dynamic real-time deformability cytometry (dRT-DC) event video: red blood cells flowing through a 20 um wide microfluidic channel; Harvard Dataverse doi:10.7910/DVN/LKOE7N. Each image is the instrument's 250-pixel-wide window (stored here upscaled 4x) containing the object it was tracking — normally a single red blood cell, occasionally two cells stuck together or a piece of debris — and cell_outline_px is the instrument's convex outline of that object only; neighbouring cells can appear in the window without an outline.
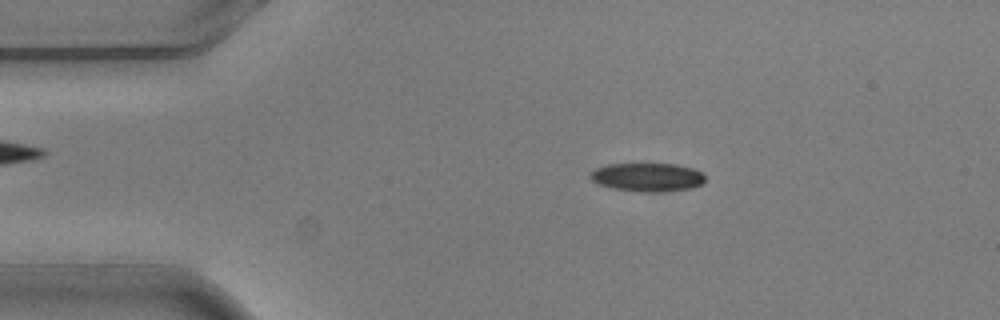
{"species": "common noctule bat (a hibernating species)", "species_latin": "Nyctalus noctula", "temperature_condition": "warm", "stored_images_in_passage": 3, "camera_frame_rate_fps": 3000, "um_per_image_px": 0.085, "animal": {"sex": "male", "body_mass_g": 20.5, "forearm_length_mm": 52.5}, "frame": {"image": 1, "passage_image": 2, "time_ms": 0.333, "image_size_px": [1000, 320], "cell_outline_px": [[704, 180], [700, 184], [692, 188], [664, 192], [640, 192], [612, 188], [600, 184], [592, 180], [588, 176], [596, 168], [608, 164], [676, 164], [692, 168], [700, 172], [704, 176]], "centroid_in_image_um": [55.02, 15.07], "position_along_channel_um": 30.0, "area_um2": 19.02}}